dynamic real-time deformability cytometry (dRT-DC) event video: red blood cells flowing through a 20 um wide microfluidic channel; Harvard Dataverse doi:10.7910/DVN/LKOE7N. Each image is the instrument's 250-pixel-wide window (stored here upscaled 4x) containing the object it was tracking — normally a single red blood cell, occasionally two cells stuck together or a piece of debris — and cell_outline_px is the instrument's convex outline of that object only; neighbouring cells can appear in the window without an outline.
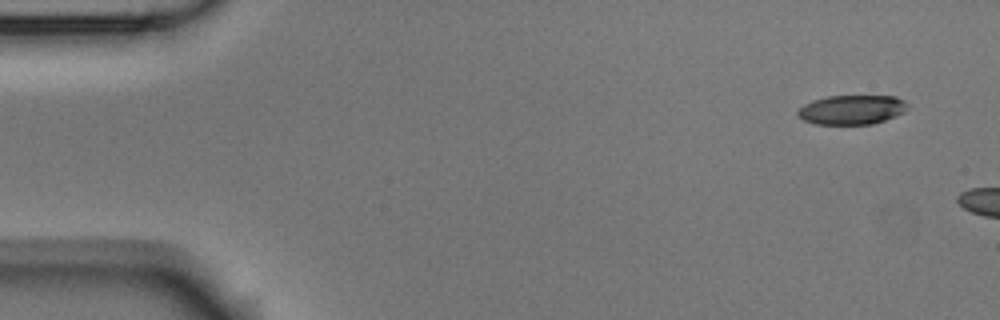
{"species": "Egyptian fruit bat (a non-hibernating species)", "species_latin": "Rousettus aegyptiacus", "temperature_condition": "room temperature", "stored_images_in_passage": 2, "camera_frame_rate_fps": 3000, "um_per_image_px": 0.085, "animal": {"sex": "male"}, "frame": {"image": 1, "passage_image": 1, "time_ms": 0.0, "image_size_px": [1000, 320], "cell_outline_px": [[904, 112], [896, 116], [872, 124], [816, 124], [804, 120], [796, 112], [804, 104], [812, 100], [828, 96], [896, 96], [904, 100]], "centroid_in_image_um": [72.37, 9.32], "position_along_channel_um": 12.6, "area_um2": 18.55}}